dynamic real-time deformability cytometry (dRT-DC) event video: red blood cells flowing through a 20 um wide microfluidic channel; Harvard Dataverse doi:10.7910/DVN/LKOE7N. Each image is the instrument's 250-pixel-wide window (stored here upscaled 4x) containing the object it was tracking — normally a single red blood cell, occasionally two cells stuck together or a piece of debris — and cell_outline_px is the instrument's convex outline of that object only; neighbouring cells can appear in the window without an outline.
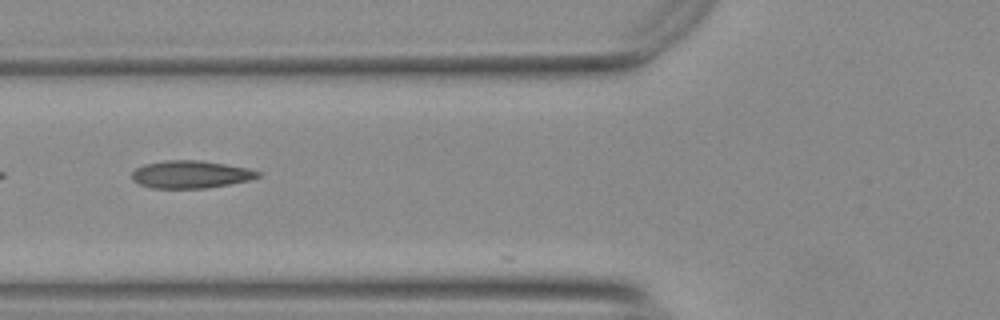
{"species": "Egyptian fruit bat (a non-hibernating species)", "species_latin": "Rousettus aegyptiacus", "temperature_condition": "warm", "stored_images_in_passage": 5, "camera_frame_rate_fps": 3000, "um_per_image_px": 0.085, "animal": {"sex": "female"}, "frame": {"image": 1, "passage_image": 2, "time_ms": 0.333, "image_size_px": [1000, 320], "cell_outline_px": [[260, 176], [248, 180], [228, 184], [204, 188], [152, 188], [140, 184], [132, 180], [132, 172], [136, 168], [144, 164], [164, 160], [204, 160], [248, 168], [260, 172]], "centroid_in_image_um": [16.18, 14.81], "position_along_channel_um": 109.6, "area_um2": 20.23}}